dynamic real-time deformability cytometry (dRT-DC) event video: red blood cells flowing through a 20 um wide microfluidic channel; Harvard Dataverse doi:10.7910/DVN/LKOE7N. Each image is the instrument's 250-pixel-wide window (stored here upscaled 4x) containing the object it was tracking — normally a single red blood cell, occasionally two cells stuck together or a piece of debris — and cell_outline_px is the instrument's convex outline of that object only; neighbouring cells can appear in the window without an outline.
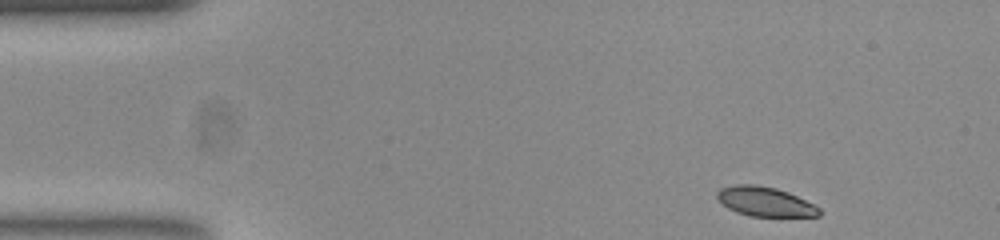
{"species": "common noctule bat (a hibernating species)", "species_latin": "Nyctalus noctula", "temperature_condition": "room temperature", "stored_images_in_passage": 48, "camera_frame_rate_fps": 3000, "um_per_image_px": 0.085, "animal": {"sex": "female", "body_mass_g": 23.0, "forearm_length_mm": 53.4}, "frame": {"image": 1, "passage_image": 1, "time_ms": 0.0, "image_size_px": [1000, 240], "cell_outline_px": [[820, 216], [752, 216], [736, 212], [728, 208], [716, 196], [716, 192], [720, 188], [736, 184], [756, 184], [776, 188], [788, 192], [820, 208]], "centroid_in_image_um": [65.0, 17.12], "position_along_channel_um": 20.0, "area_um2": 17.34}}
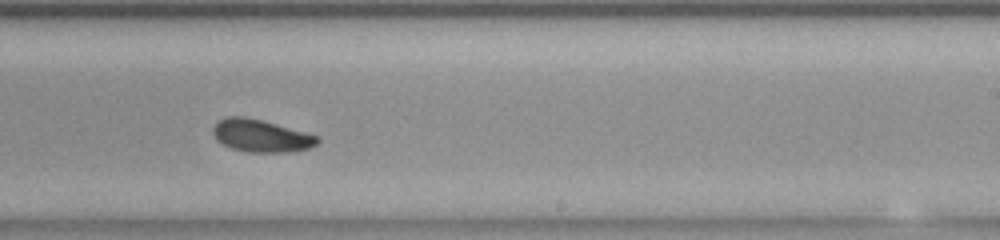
{"frame": {"image": 2, "passage_image": 27, "time_ms": 8.667, "image_size_px": [1000, 240], "cell_outline_px": [[320, 140], [316, 144], [308, 148], [284, 152], [248, 152], [232, 148], [216, 140], [212, 132], [212, 128], [216, 120], [224, 116], [244, 116], [260, 120], [304, 132], [316, 136]], "centroid_in_image_um": [22.09, 11.53], "position_along_channel_um": 266.9, "area_um2": 19.54}}
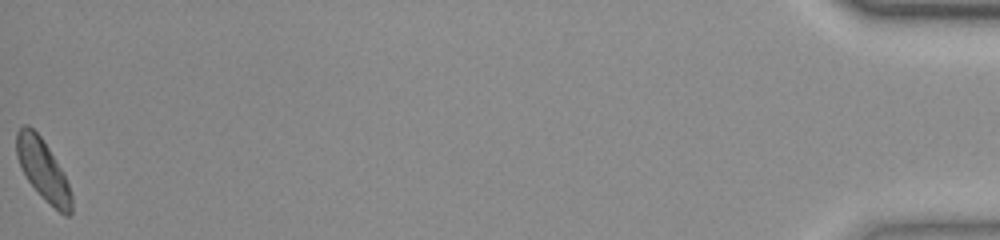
{"frame": {"image": 3, "passage_image": 48, "time_ms": 15.667, "image_size_px": [1000, 240], "cell_outline_px": [[72, 212], [68, 216], [64, 216], [28, 180], [16, 156], [16, 132], [24, 124], [28, 124], [40, 136], [48, 148], [60, 168], [68, 184], [72, 196]], "centroid_in_image_um": [3.64, 14.39], "position_along_channel_um": 431.6, "area_um2": 18.67}}